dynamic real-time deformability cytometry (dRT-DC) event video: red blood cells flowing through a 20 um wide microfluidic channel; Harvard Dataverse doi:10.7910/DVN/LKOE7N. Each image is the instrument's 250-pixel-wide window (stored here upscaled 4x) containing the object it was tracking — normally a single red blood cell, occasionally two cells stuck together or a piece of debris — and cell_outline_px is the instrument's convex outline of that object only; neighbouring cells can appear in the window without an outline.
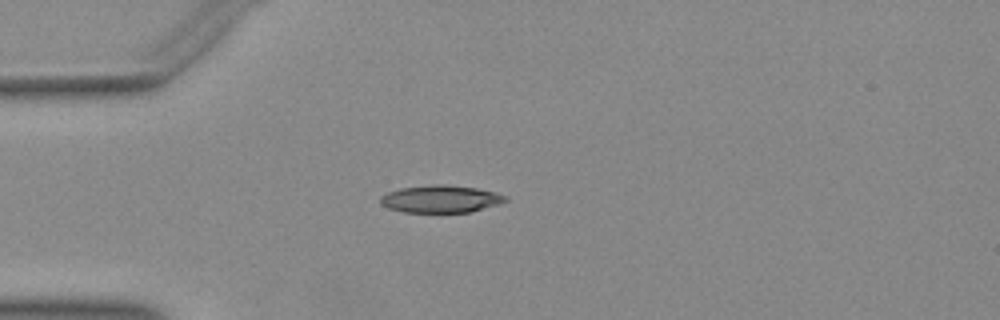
{"species": "Egyptian fruit bat (a non-hibernating species)", "species_latin": "Rousettus aegyptiacus", "temperature_condition": "warm", "stored_images_in_passage": 24, "camera_frame_rate_fps": 3000, "um_per_image_px": 0.085, "animal": {"sex": "female"}, "frame": {"image": 1, "passage_image": 1, "time_ms": 0.0, "image_size_px": [1000, 320], "cell_outline_px": [[508, 200], [500, 204], [472, 212], [404, 212], [388, 208], [380, 204], [380, 196], [388, 192], [400, 188], [432, 184], [444, 184], [476, 188], [496, 192], [504, 196]], "centroid_in_image_um": [37.45, 16.91], "position_along_channel_um": 47.5, "area_um2": 20.06}}
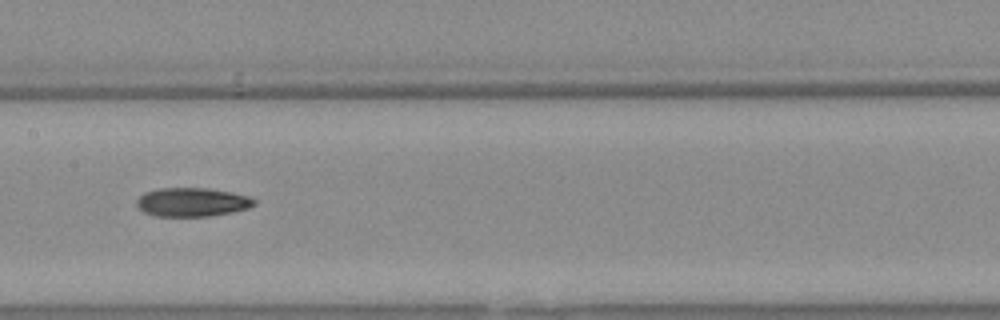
{"frame": {"image": 2, "passage_image": 13, "time_ms": 4.0, "image_size_px": [1000, 320], "cell_outline_px": [[256, 204], [248, 208], [232, 212], [208, 216], [156, 216], [144, 212], [136, 204], [136, 200], [144, 192], [160, 188], [208, 188], [248, 196], [256, 200]], "centroid_in_image_um": [16.32, 17.18], "position_along_channel_um": 191.1, "area_um2": 19.59}}
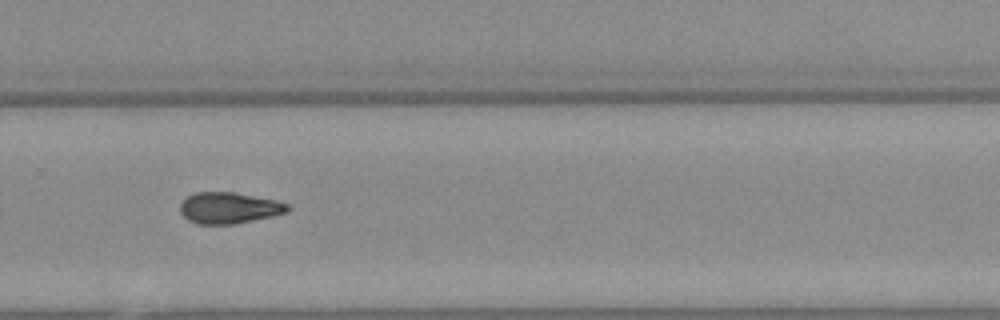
{"frame": {"image": 3, "passage_image": 22, "time_ms": 7.0, "image_size_px": [1000, 320], "cell_outline_px": [[292, 208], [288, 212], [272, 216], [232, 224], [196, 224], [188, 220], [180, 212], [180, 204], [188, 196], [196, 192], [232, 192], [276, 200], [288, 204]], "centroid_in_image_um": [19.47, 17.67], "position_along_channel_um": 310.3, "area_um2": 19.48}}